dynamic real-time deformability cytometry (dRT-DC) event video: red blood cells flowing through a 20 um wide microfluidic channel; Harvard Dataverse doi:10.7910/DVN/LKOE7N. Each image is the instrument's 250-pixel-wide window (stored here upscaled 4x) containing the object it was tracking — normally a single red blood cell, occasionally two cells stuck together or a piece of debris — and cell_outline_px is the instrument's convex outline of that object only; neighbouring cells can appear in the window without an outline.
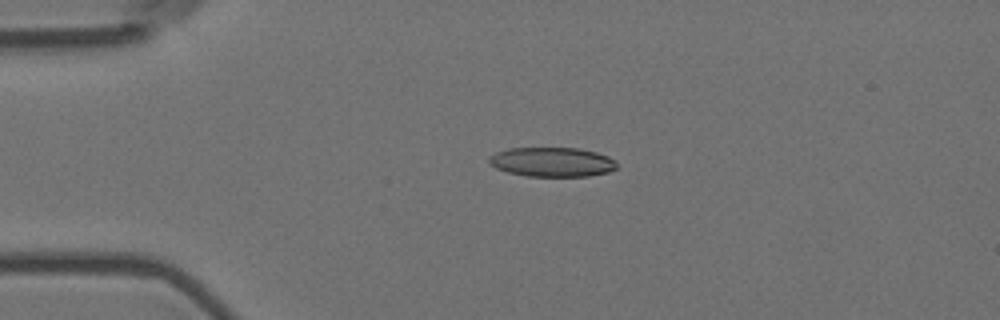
{"species": "Egyptian fruit bat (a non-hibernating species)", "species_latin": "Rousettus aegyptiacus", "temperature_condition": "room temperature", "stored_images_in_passage": 4, "camera_frame_rate_fps": 3000, "um_per_image_px": 0.085, "animal": {"sex": "female"}, "frame": {"image": 1, "passage_image": 3, "time_ms": 0.667, "image_size_px": [1000, 320], "cell_outline_px": [[616, 168], [608, 172], [588, 176], [524, 176], [508, 172], [496, 168], [488, 160], [488, 156], [496, 152], [508, 148], [580, 148], [596, 152], [608, 156], [616, 160]], "centroid_in_image_um": [46.93, 13.76], "position_along_channel_um": 38.1, "area_um2": 21.96}}